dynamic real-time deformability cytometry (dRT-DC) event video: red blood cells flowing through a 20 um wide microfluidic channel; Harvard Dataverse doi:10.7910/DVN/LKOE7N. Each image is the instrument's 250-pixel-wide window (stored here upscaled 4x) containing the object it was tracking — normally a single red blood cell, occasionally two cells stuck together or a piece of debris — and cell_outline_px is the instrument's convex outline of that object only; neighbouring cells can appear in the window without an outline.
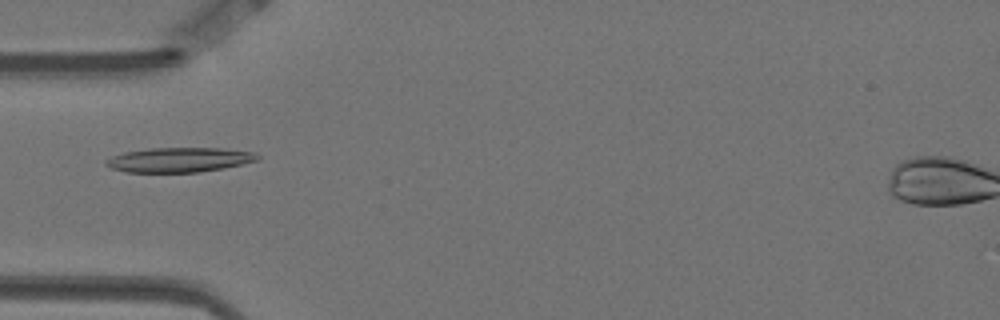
{"species": "Egyptian fruit bat (a non-hibernating species)", "species_latin": "Rousettus aegyptiacus", "temperature_condition": "warm", "stored_images_in_passage": 39, "camera_frame_rate_fps": 3000, "um_per_image_px": 0.085, "animal": {"sex": "female"}, "frame": {"image": 1, "passage_image": 1, "time_ms": 0.0, "image_size_px": [1000, 320], "cell_outline_px": [[260, 156], [256, 160], [224, 168], [196, 172], [124, 172], [112, 168], [104, 164], [104, 160], [112, 156], [124, 152], [152, 148], [220, 148], [256, 152]], "centroid_in_image_um": [15.2, 13.58], "position_along_channel_um": 69.8, "area_um2": 21.68}}
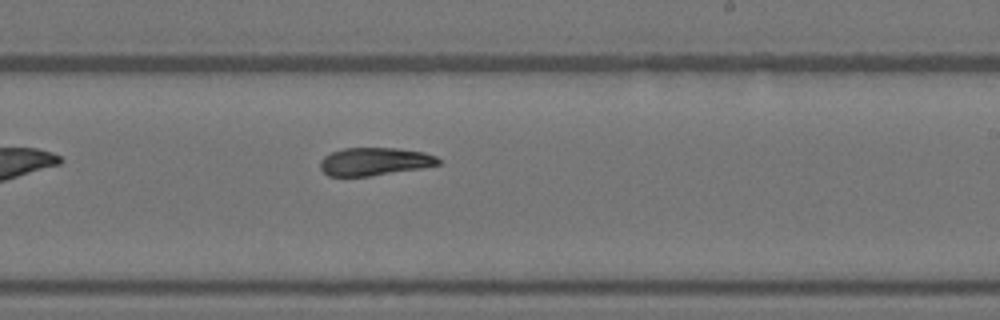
{"frame": {"image": 2, "passage_image": 17, "time_ms": 5.333, "image_size_px": [1000, 320], "cell_outline_px": [[440, 164], [420, 168], [368, 176], [328, 176], [320, 168], [320, 160], [324, 156], [332, 152], [344, 148], [396, 148], [424, 152], [436, 156], [440, 160]], "centroid_in_image_um": [31.82, 13.72], "position_along_channel_um": 257.2, "area_um2": 19.07}}
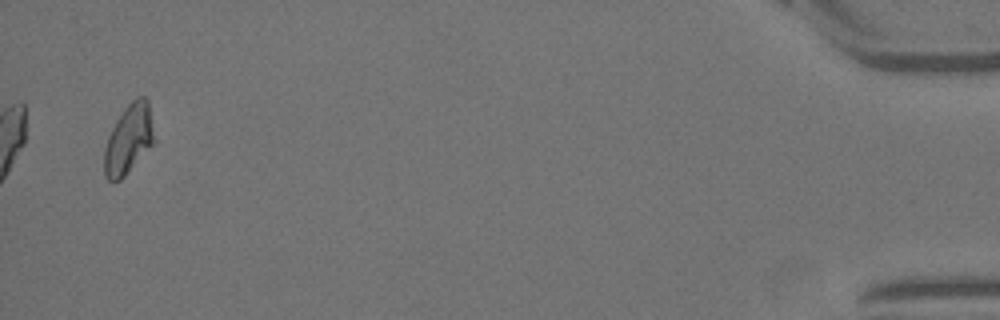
{"frame": {"image": 3, "passage_image": 39, "time_ms": 12.667, "image_size_px": [1000, 320], "cell_outline_px": [[156, 140], [124, 176], [120, 180], [108, 180], [104, 176], [104, 148], [108, 136], [116, 120], [124, 108], [136, 96], [144, 96], [148, 100]], "centroid_in_image_um": [10.94, 11.8], "position_along_channel_um": 424.3, "area_um2": 20.17}}